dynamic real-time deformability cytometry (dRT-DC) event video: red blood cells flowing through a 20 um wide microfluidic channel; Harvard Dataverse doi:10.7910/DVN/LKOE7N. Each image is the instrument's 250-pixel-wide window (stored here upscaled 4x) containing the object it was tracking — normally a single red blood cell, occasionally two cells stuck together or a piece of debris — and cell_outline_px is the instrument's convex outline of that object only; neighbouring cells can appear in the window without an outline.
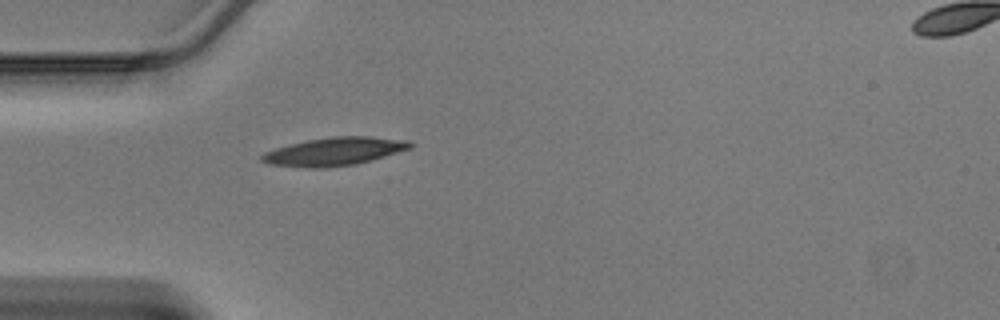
{"species": "Egyptian fruit bat (a non-hibernating species)", "species_latin": "Rousettus aegyptiacus", "temperature_condition": "warm", "stored_images_in_passage": 33, "camera_frame_rate_fps": 3000, "um_per_image_px": 0.085, "animal": {"sex": "male"}, "frame": {"image": 1, "passage_image": 1, "time_ms": 0.0, "image_size_px": [1000, 320], "cell_outline_px": [[412, 148], [372, 160], [356, 164], [324, 168], [308, 168], [268, 164], [260, 160], [260, 156], [264, 152], [288, 144], [308, 140], [332, 136], [368, 136], [408, 140], [412, 144]], "centroid_in_image_um": [28.4, 12.88], "position_along_channel_um": 56.6, "area_um2": 24.45}}
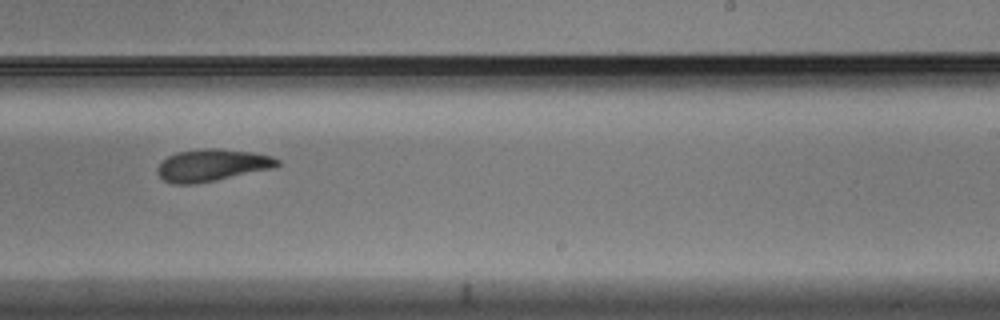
{"frame": {"image": 2, "passage_image": 16, "time_ms": 5.0, "image_size_px": [1000, 320], "cell_outline_px": [[280, 164], [276, 168], [216, 180], [192, 184], [172, 184], [164, 180], [156, 172], [156, 168], [168, 156], [176, 152], [208, 148], [216, 148], [252, 152], [272, 156], [280, 160]], "centroid_in_image_um": [18.05, 14.04], "position_along_channel_um": 270.9, "area_um2": 22.48}}
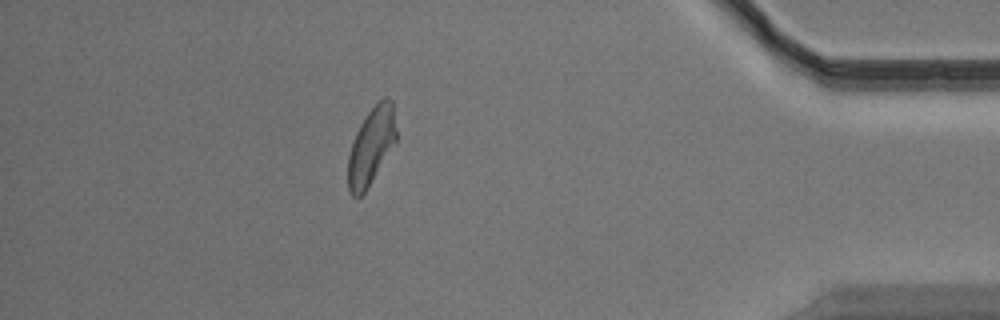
{"frame": {"image": 3, "passage_image": 28, "time_ms": 9.0, "image_size_px": [1000, 320], "cell_outline_px": [[396, 144], [364, 192], [360, 196], [352, 196], [348, 188], [348, 156], [356, 132], [360, 124], [368, 112], [384, 96], [388, 96], [392, 100], [396, 132]], "centroid_in_image_um": [31.57, 12.4], "position_along_channel_um": 403.6, "area_um2": 21.5}}